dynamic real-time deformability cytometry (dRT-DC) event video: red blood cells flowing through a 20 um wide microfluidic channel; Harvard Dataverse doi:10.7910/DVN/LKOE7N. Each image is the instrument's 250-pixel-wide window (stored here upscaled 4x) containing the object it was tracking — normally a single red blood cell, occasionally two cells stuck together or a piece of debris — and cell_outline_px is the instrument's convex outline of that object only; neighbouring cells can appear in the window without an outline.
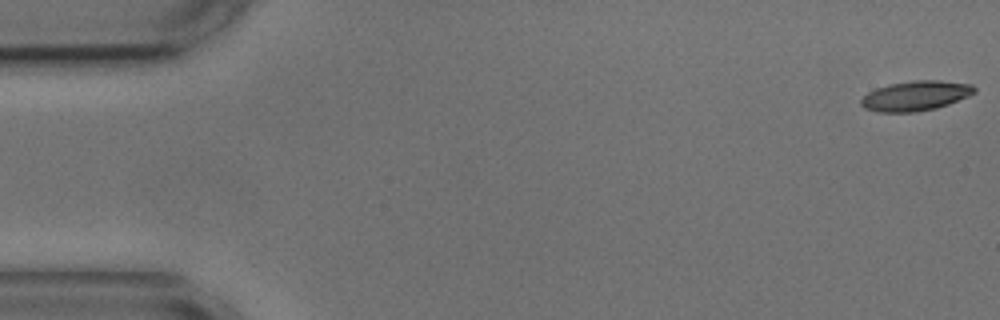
{"species": "common noctule bat (a hibernating species)", "species_latin": "Nyctalus noctula", "temperature_condition": "cold", "stored_images_in_passage": 55, "camera_frame_rate_fps": 3000, "um_per_image_px": 0.085, "animal": {"sex": "male", "body_mass_g": 17.9, "forearm_length_mm": 54.2}, "frame": {"image": 1, "passage_image": 1, "time_ms": 0.0, "image_size_px": [1000, 320], "cell_outline_px": [[976, 92], [968, 96], [948, 104], [936, 108], [916, 112], [876, 112], [864, 108], [860, 104], [860, 100], [868, 92], [876, 88], [888, 84], [912, 80], [940, 80], [972, 84], [976, 88]], "centroid_in_image_um": [77.81, 8.14], "position_along_channel_um": 7.2, "area_um2": 19.88}}
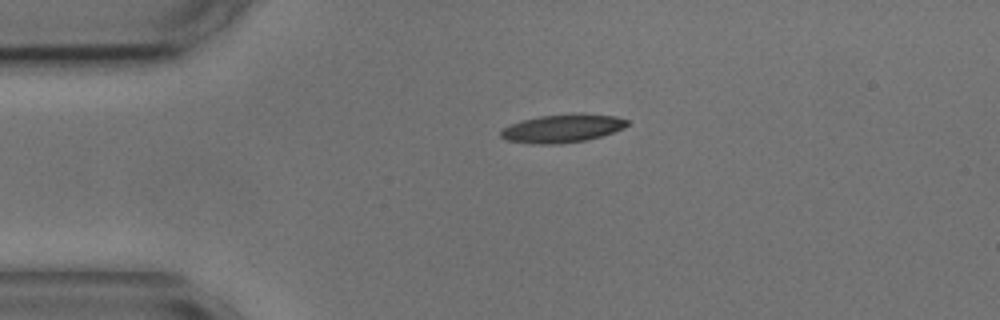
{"frame": {"image": 2, "passage_image": 12, "time_ms": 3.667, "image_size_px": [1000, 320], "cell_outline_px": [[628, 124], [624, 128], [600, 136], [584, 140], [556, 144], [540, 144], [504, 140], [500, 136], [500, 132], [504, 128], [512, 124], [524, 120], [540, 116], [572, 112], [616, 116], [628, 120]], "centroid_in_image_um": [47.81, 10.89], "position_along_channel_um": 37.2, "area_um2": 20.69}}
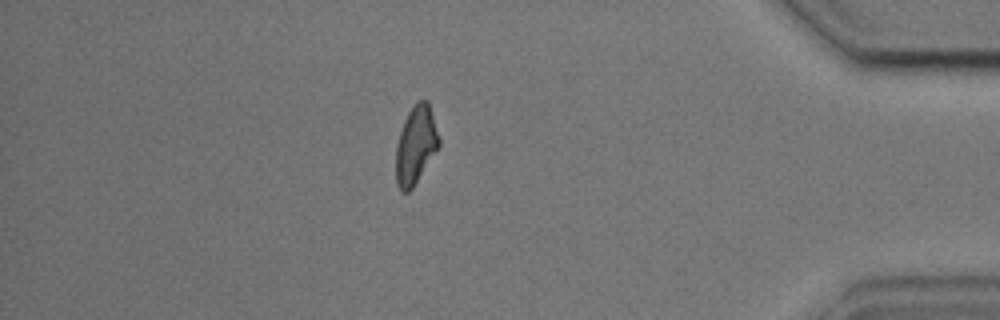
{"frame": {"image": 3, "passage_image": 48, "time_ms": 15.667, "image_size_px": [1000, 320], "cell_outline_px": [[440, 148], [412, 188], [408, 192], [400, 192], [396, 184], [396, 144], [404, 120], [408, 112], [416, 100], [428, 100], [440, 140]], "centroid_in_image_um": [35.34, 12.34], "position_along_channel_um": 399.9, "area_um2": 19.83}, "authors_computed_cell_mechanics": {"area_um2": 19.9988, "velocity_mm_per_s": 3.5885, "shape_relaxation_time_tau1_ms": 6.5192, "shape_relaxation_time_tau2_ms": null, "deformation_change_tau1": 0.1484, "deformation_change_tau2": null}}